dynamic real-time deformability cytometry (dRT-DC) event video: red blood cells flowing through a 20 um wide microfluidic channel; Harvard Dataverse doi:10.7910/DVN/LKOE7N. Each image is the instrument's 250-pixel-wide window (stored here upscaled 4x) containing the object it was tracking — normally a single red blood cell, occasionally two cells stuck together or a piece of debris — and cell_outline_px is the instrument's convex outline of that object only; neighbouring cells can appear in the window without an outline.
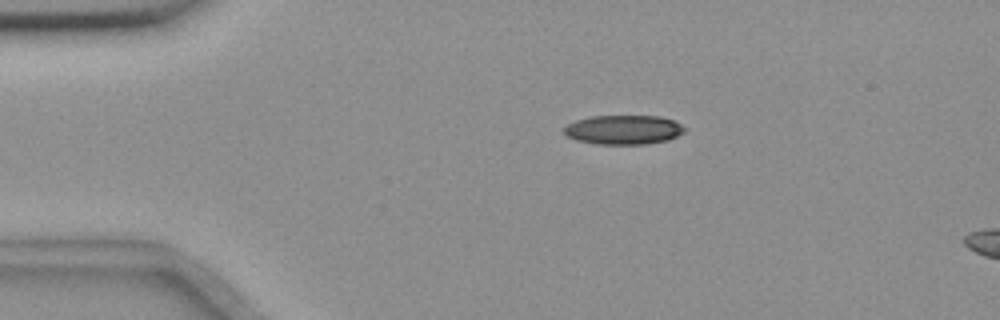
{"species": "common noctule bat (a hibernating species)", "species_latin": "Nyctalus noctula", "temperature_condition": "room temperature", "stored_images_in_passage": 13, "camera_frame_rate_fps": 3000, "um_per_image_px": 0.085, "animal": {"sex": "female", "body_mass_g": 18.4}, "frame": {"image": 1, "passage_image": 4, "time_ms": 3.333, "image_size_px": [1000, 320], "cell_outline_px": [[684, 132], [668, 140], [644, 144], [596, 144], [576, 140], [568, 136], [564, 132], [564, 128], [568, 124], [576, 120], [592, 116], [660, 116], [676, 120], [684, 128]], "centroid_in_image_um": [53.01, 11.02], "position_along_channel_um": 32.0, "area_um2": 20.52}}
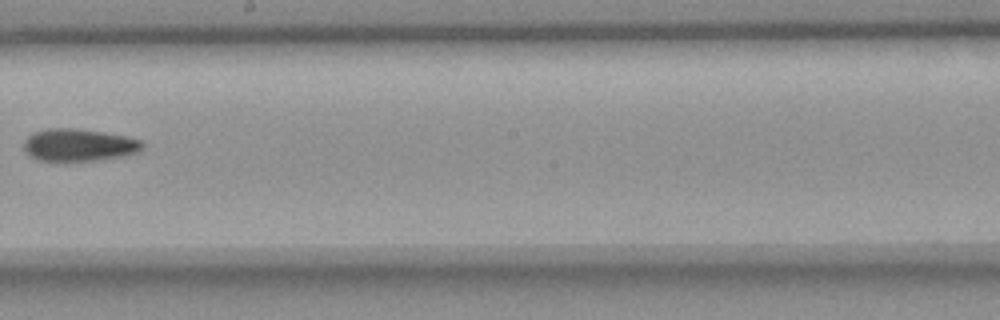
{"frame": {"image": 2, "passage_image": 9, "time_ms": 10.333, "image_size_px": [1000, 320], "cell_outline_px": [[144, 148], [140, 152], [128, 156], [100, 160], [36, 160], [28, 156], [24, 152], [24, 140], [32, 132], [48, 128], [72, 128], [100, 132], [124, 136], [140, 140], [144, 144]], "centroid_in_image_um": [6.7, 12.33], "position_along_channel_um": 241.5, "area_um2": 22.54}}
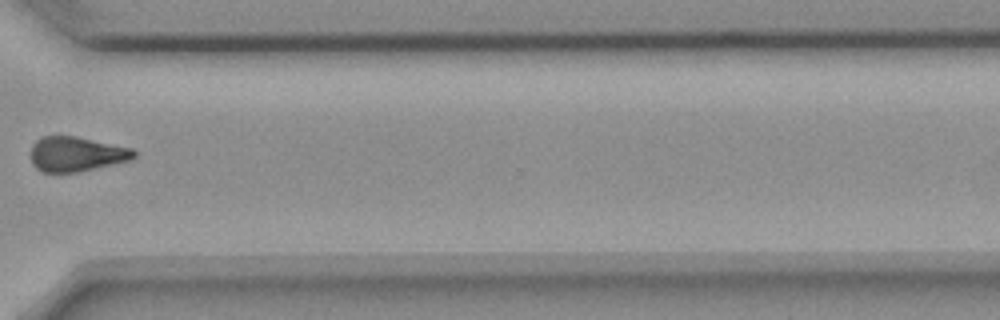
{"frame": {"image": 3, "passage_image": 12, "time_ms": 13.667, "image_size_px": [1000, 320], "cell_outline_px": [[136, 156], [132, 160], [80, 172], [40, 172], [32, 164], [32, 144], [40, 136], [76, 136], [132, 148], [136, 152]], "centroid_in_image_um": [6.5, 13.1], "position_along_channel_um": 364.1, "area_um2": 21.1}}